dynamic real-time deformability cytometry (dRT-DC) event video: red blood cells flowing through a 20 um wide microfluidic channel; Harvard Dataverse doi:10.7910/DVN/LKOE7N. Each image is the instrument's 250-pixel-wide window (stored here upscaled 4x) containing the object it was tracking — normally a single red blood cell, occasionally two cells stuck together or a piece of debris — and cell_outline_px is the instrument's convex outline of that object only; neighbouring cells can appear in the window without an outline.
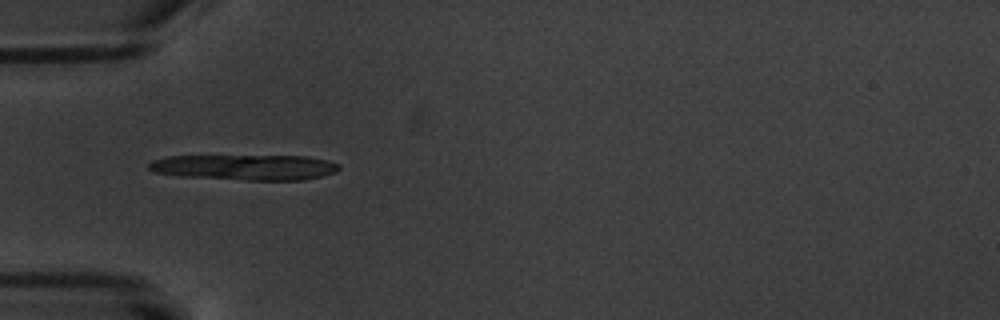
{"species": "common noctule bat (a hibernating species)", "species_latin": "Nyctalus noctula", "temperature_condition": "warm", "stored_images_in_passage": 17, "camera_frame_rate_fps": 3000, "um_per_image_px": 0.085, "animal": {"sex": "male", "body_mass_g": 20.1, "forearm_length_mm": 53.5}, "frame": {"image": 1, "passage_image": 6, "time_ms": 6.0, "image_size_px": [1000, 320], "cell_outline_px": [[340, 168], [336, 172], [324, 176], [304, 180], [248, 180], [180, 176], [152, 172], [148, 168], [148, 164], [152, 160], [168, 156], [308, 156], [340, 164]], "centroid_in_image_um": [20.82, 14.22], "position_along_channel_um": 64.2, "area_um2": 28.38}}
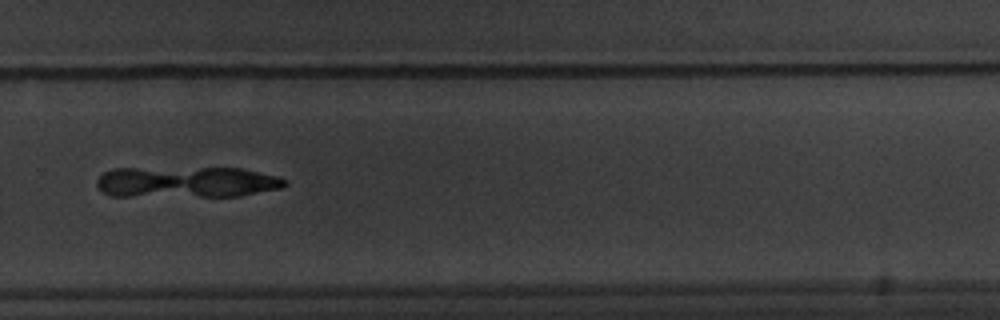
{"frame": {"image": 2, "passage_image": 12, "time_ms": 13.333, "image_size_px": [1000, 320], "cell_outline_px": [[288, 184], [280, 188], [240, 196], [112, 196], [100, 192], [96, 184], [96, 180], [104, 172], [116, 168], [240, 168], [276, 176], [288, 180]], "centroid_in_image_um": [15.83, 15.48], "position_along_channel_um": 314.0, "area_um2": 34.16}}